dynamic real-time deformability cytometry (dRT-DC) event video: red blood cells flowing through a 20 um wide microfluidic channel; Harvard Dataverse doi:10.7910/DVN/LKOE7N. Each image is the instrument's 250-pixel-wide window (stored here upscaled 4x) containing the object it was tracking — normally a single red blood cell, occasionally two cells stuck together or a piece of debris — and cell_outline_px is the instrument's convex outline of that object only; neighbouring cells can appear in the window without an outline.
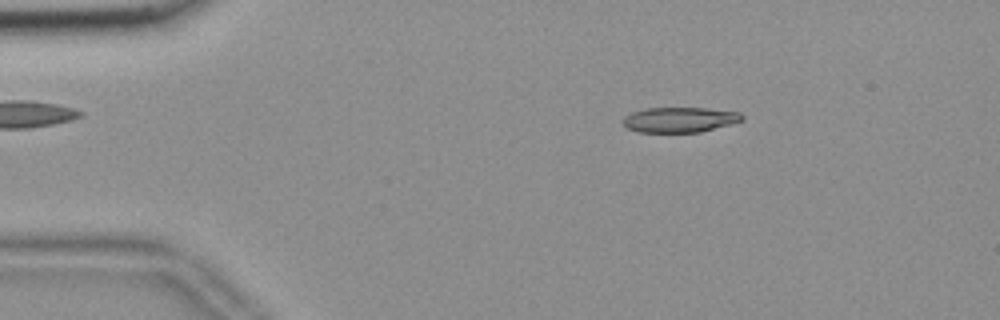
{"species": "common noctule bat (a hibernating species)", "species_latin": "Nyctalus noctula", "temperature_condition": "room temperature", "stored_images_in_passage": 55, "camera_frame_rate_fps": 3000, "um_per_image_px": 0.085, "animal": {"sex": "female", "body_mass_g": 18.4}, "frame": {"image": 1, "passage_image": 9, "time_ms": 2.667, "image_size_px": [1000, 320], "cell_outline_px": [[744, 120], [732, 124], [700, 132], [640, 132], [628, 128], [620, 120], [624, 116], [632, 112], [644, 108], [704, 108], [740, 112], [744, 116]], "centroid_in_image_um": [57.78, 10.17], "position_along_channel_um": 27.2, "area_um2": 17.57}}
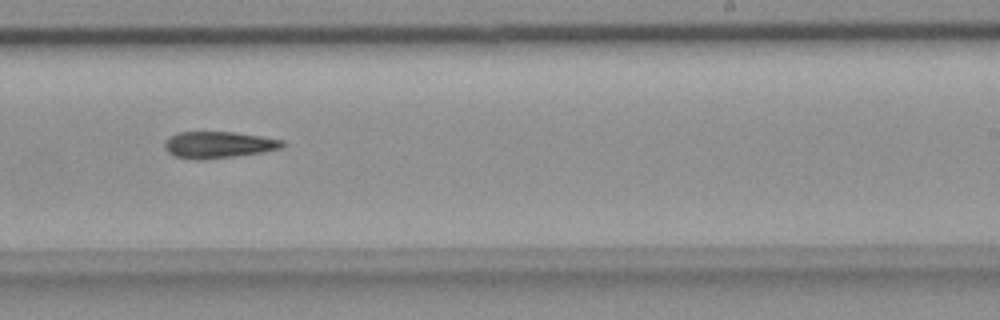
{"frame": {"image": 2, "passage_image": 34, "time_ms": 11.0, "image_size_px": [1000, 320], "cell_outline_px": [[284, 144], [280, 148], [260, 152], [204, 160], [196, 160], [172, 156], [164, 148], [164, 144], [168, 136], [176, 132], [232, 132], [260, 136], [284, 140]], "centroid_in_image_um": [18.48, 12.3], "position_along_channel_um": 270.5, "area_um2": 18.21}}
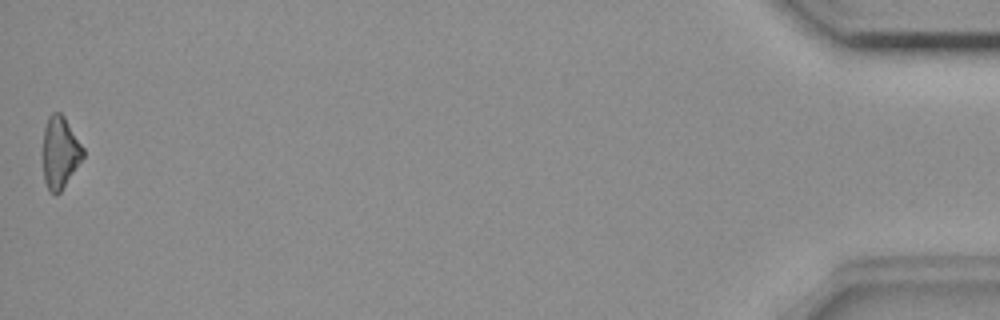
{"frame": {"image": 3, "passage_image": 55, "time_ms": 18.0, "image_size_px": [1000, 320], "cell_outline_px": [[84, 156], [60, 192], [56, 196], [48, 192], [44, 180], [40, 152], [44, 128], [48, 116], [52, 112], [60, 112], [64, 116], [84, 148]], "centroid_in_image_um": [5.04, 12.97], "position_along_channel_um": 430.2, "area_um2": 17.46}, "authors_computed_cell_mechanics": {"area_um2": 18.3226, "velocity_mm_per_s": 3.6575, "shape_relaxation_time_tau1_ms": 8.3082, "shape_relaxation_time_tau2_ms": null, "deformation_change_tau1": 0.1617, "deformation_change_tau2": null}}